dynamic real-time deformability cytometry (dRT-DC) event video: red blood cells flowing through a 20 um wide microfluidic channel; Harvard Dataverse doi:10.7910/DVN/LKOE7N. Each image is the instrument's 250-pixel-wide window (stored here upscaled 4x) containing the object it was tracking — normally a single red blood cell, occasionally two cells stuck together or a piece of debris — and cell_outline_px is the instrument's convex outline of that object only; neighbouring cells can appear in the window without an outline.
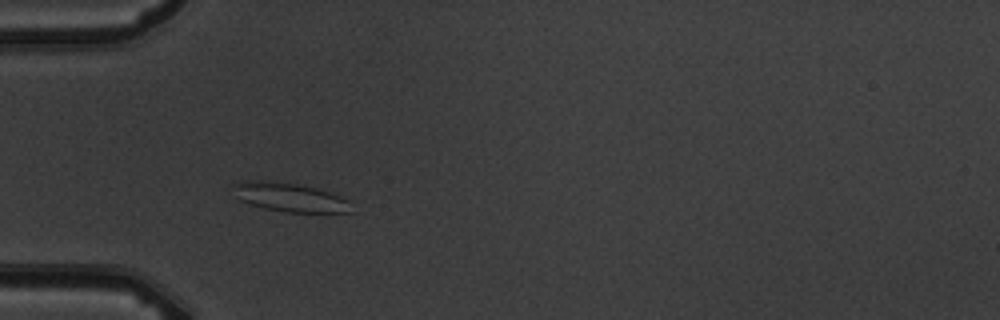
{"species": "common noctule bat (a hibernating species)", "species_latin": "Nyctalus noctula", "temperature_condition": "warm", "stored_images_in_passage": 2, "camera_frame_rate_fps": 3000, "um_per_image_px": 0.085, "animal": {"sex": "male", "body_mass_g": 19.5, "forearm_length_mm": 54.6}, "frame": {"image": 1, "passage_image": 2, "time_ms": 1.333, "image_size_px": [1000, 320], "cell_outline_px": [[352, 212], [284, 212], [264, 208], [248, 204], [240, 200], [236, 196], [232, 184], [244, 180], [256, 180], [296, 184], [316, 188], [340, 196], [348, 200]], "centroid_in_image_um": [24.58, 16.77], "position_along_channel_um": 60.4, "area_um2": 19.65}}